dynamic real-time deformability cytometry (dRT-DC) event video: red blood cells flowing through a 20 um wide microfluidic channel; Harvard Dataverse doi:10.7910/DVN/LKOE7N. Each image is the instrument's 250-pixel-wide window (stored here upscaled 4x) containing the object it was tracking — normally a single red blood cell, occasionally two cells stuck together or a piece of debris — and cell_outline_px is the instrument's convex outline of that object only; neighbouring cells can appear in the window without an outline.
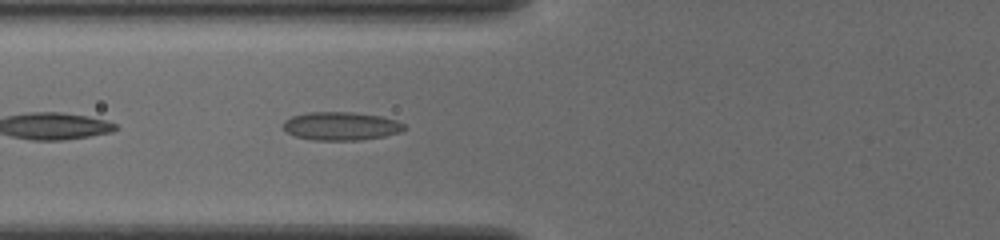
{"species": "common noctule bat (a hibernating species)", "species_latin": "Nyctalus noctula", "temperature_condition": "cold", "stored_images_in_passage": 21, "camera_frame_rate_fps": 3000, "um_per_image_px": 0.085, "animal": {"sex": "female", "body_mass_g": 19.5, "forearm_length_mm": 54.1}, "frame": {"image": 1, "passage_image": 10, "time_ms": 3.0, "image_size_px": [1000, 240], "cell_outline_px": [[408, 128], [400, 132], [384, 136], [360, 140], [312, 140], [296, 136], [288, 132], [284, 128], [284, 120], [292, 116], [308, 112], [352, 112], [380, 116], [396, 120], [404, 124]], "centroid_in_image_um": [29.01, 10.71], "position_along_channel_um": 96.8, "area_um2": 19.94}}